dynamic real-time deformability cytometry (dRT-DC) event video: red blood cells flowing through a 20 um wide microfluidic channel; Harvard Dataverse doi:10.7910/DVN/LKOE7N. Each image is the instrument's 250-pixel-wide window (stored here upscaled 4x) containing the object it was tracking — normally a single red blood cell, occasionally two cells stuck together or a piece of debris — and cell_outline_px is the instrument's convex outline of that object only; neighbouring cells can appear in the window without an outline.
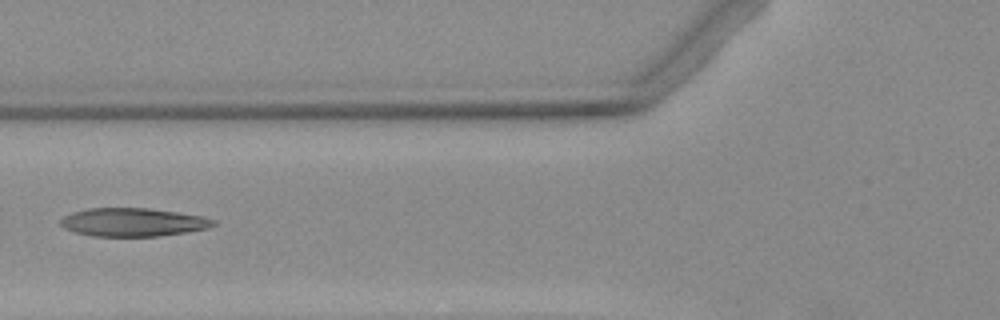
{"species": "Egyptian fruit bat (a non-hibernating species)", "species_latin": "Rousettus aegyptiacus", "temperature_condition": "warm", "stored_images_in_passage": 3, "camera_frame_rate_fps": 3000, "um_per_image_px": 0.085, "animal": {"sex": "female"}, "frame": {"image": 1, "passage_image": 3, "time_ms": 2.333, "image_size_px": [1000, 320], "cell_outline_px": [[216, 224], [208, 228], [160, 236], [92, 236], [76, 232], [64, 228], [60, 224], [60, 220], [64, 216], [72, 212], [88, 208], [148, 208], [176, 212], [200, 216], [216, 220]], "centroid_in_image_um": [11.28, 18.88], "position_along_channel_um": 114.5, "area_um2": 25.09}}